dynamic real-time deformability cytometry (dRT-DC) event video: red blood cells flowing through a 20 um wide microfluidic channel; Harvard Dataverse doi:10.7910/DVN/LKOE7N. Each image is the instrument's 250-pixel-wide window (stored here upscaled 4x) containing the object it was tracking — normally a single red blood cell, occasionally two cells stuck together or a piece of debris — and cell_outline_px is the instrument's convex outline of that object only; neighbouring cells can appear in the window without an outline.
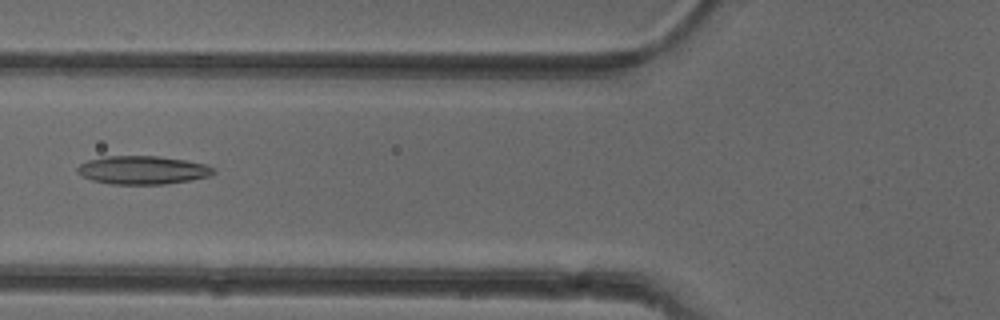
{"species": "common noctule bat (a hibernating species)", "species_latin": "Nyctalus noctula", "temperature_condition": "cold", "stored_images_in_passage": 24, "camera_frame_rate_fps": 3000, "um_per_image_px": 0.085, "animal": {"sex": "female"}, "frame": {"image": 1, "passage_image": 13, "time_ms": 4.0, "image_size_px": [1000, 320], "cell_outline_px": [[216, 172], [212, 176], [192, 180], [164, 184], [112, 184], [92, 180], [80, 176], [76, 172], [76, 168], [80, 164], [88, 160], [104, 156], [160, 156], [208, 164], [216, 168]], "centroid_in_image_um": [12.16, 14.45], "position_along_channel_um": 113.6, "area_um2": 22.83}}
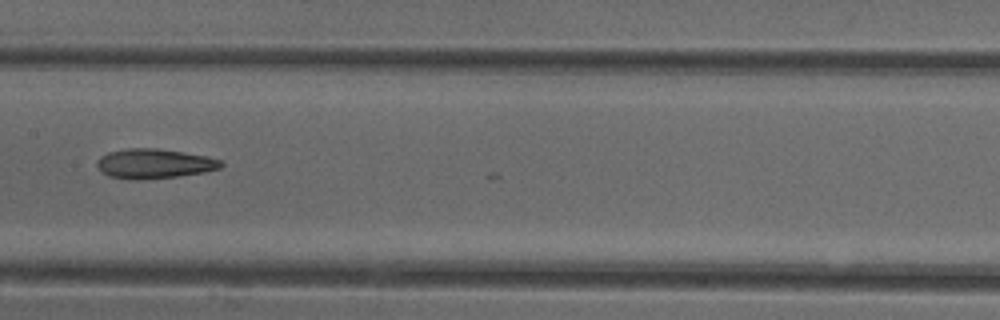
{"frame": {"image": 2, "passage_image": 19, "time_ms": 6.0, "image_size_px": [1000, 320], "cell_outline_px": [[224, 164], [220, 168], [204, 172], [176, 176], [136, 180], [108, 176], [96, 164], [100, 156], [108, 152], [128, 148], [156, 148], [184, 152], [204, 156], [220, 160]], "centroid_in_image_um": [13.1, 13.9], "position_along_channel_um": 194.3, "area_um2": 21.15}}
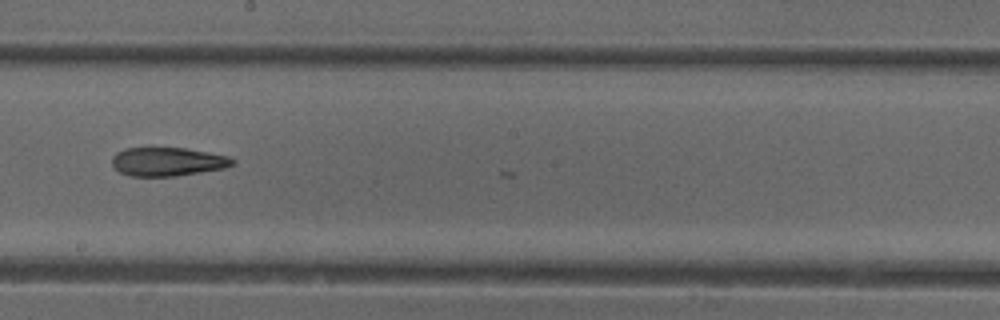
{"frame": {"image": 3, "passage_image": 22, "time_ms": 7.0, "image_size_px": [1000, 320], "cell_outline_px": [[236, 164], [224, 168], [176, 176], [132, 176], [120, 172], [112, 164], [112, 156], [116, 152], [124, 148], [184, 148], [208, 152], [228, 156], [236, 160]], "centroid_in_image_um": [14.26, 13.74], "position_along_channel_um": 233.9, "area_um2": 20.11}}